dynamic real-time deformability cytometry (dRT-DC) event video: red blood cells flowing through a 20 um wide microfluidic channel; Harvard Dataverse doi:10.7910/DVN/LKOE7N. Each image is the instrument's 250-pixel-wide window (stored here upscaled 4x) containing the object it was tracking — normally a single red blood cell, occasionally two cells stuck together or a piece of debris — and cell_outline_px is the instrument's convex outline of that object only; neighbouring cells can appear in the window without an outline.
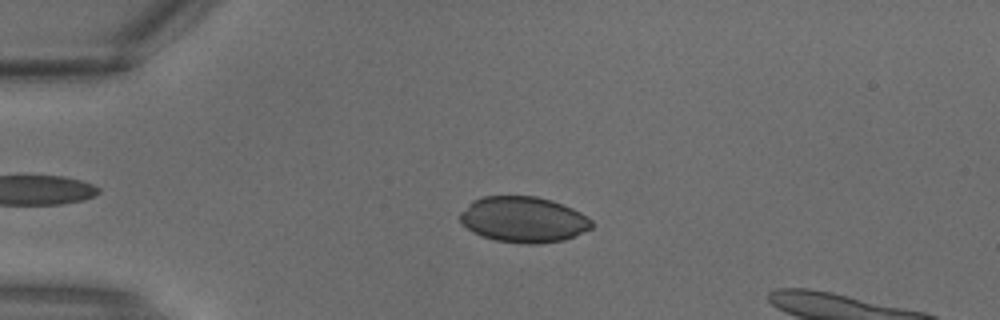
{"species": "common noctule bat (a hibernating species)", "species_latin": "Nyctalus noctula", "temperature_condition": "warm", "stored_images_in_passage": 3, "camera_frame_rate_fps": 3000, "um_per_image_px": 0.085, "animal": {"sex": "male", "body_mass_g": 18.8}, "frame": {"image": 1, "passage_image": 2, "time_ms": 0.333, "image_size_px": [1000, 320], "cell_outline_px": [[592, 228], [564, 240], [536, 244], [524, 244], [496, 240], [480, 236], [472, 232], [460, 224], [460, 212], [472, 200], [484, 196], [536, 196], [552, 200], [572, 208], [580, 212], [592, 220]], "centroid_in_image_um": [44.45, 18.66], "position_along_channel_um": 40.5, "area_um2": 35.32}}